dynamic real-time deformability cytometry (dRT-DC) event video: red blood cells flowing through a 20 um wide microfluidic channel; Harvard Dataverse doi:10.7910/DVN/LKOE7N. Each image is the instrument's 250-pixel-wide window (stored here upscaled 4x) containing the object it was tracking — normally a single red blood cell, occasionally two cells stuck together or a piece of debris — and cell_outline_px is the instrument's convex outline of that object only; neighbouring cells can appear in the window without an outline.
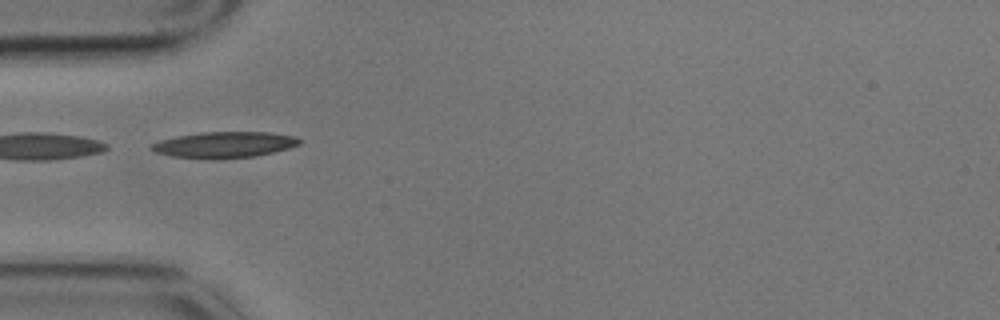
{"species": "common noctule bat (a hibernating species)", "species_latin": "Nyctalus noctula", "temperature_condition": "cold", "stored_images_in_passage": 6, "camera_frame_rate_fps": 3000, "um_per_image_px": 0.085, "animal": {"sex": "male", "body_mass_g": 17.9}, "frame": {"image": 1, "passage_image": 5, "time_ms": 1.333, "image_size_px": [1000, 320], "cell_outline_px": [[300, 144], [288, 148], [256, 156], [216, 160], [212, 160], [172, 156], [156, 152], [148, 148], [152, 144], [160, 140], [176, 136], [200, 132], [268, 132], [296, 136], [300, 140]], "centroid_in_image_um": [19.04, 12.31], "position_along_channel_um": 66.0, "area_um2": 22.66}}